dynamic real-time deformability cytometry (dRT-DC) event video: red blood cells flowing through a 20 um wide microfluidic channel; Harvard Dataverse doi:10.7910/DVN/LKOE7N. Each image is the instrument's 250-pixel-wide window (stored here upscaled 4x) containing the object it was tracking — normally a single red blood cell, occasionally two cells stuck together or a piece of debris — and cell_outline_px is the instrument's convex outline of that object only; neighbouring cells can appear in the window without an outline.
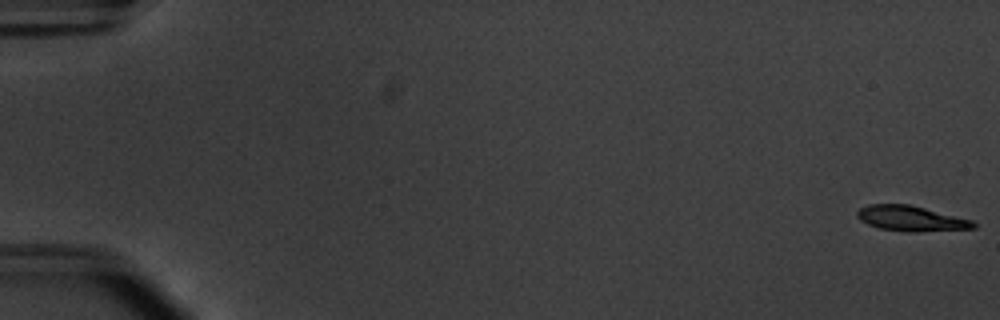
{"species": "common noctule bat (a hibernating species)", "species_latin": "Nyctalus noctula", "temperature_condition": "warm", "stored_images_in_passage": 55, "camera_frame_rate_fps": 3000, "um_per_image_px": 0.085, "animal": {"sex": "male", "body_mass_g": 20.1, "forearm_length_mm": 53.5}, "frame": {"image": 1, "passage_image": 1, "time_ms": 0.0, "image_size_px": [1000, 320], "cell_outline_px": [[976, 228], [916, 232], [904, 232], [880, 228], [868, 224], [860, 220], [856, 216], [856, 212], [860, 208], [868, 204], [908, 204], [972, 220], [976, 224]], "centroid_in_image_um": [77.41, 18.57], "position_along_channel_um": 7.6, "area_um2": 17.05}}
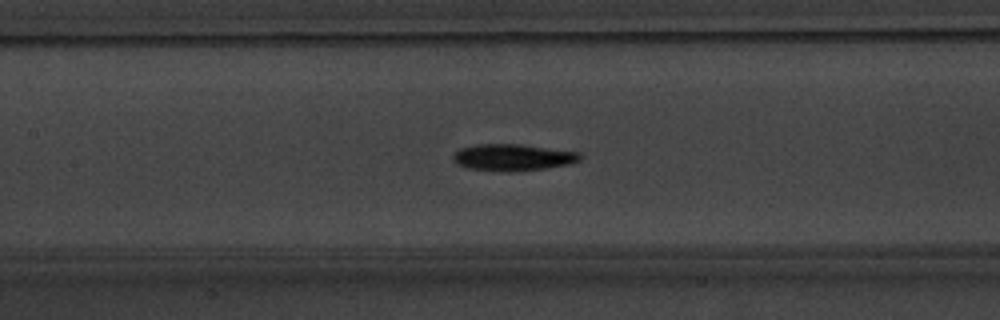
{"frame": {"image": 2, "passage_image": 27, "time_ms": 8.667, "image_size_px": [1000, 320], "cell_outline_px": [[584, 156], [580, 160], [568, 164], [544, 168], [508, 172], [504, 172], [468, 168], [456, 164], [452, 160], [452, 156], [460, 148], [476, 144], [520, 144], [580, 152]], "centroid_in_image_um": [43.58, 13.37], "position_along_channel_um": 163.8, "area_um2": 19.83}}
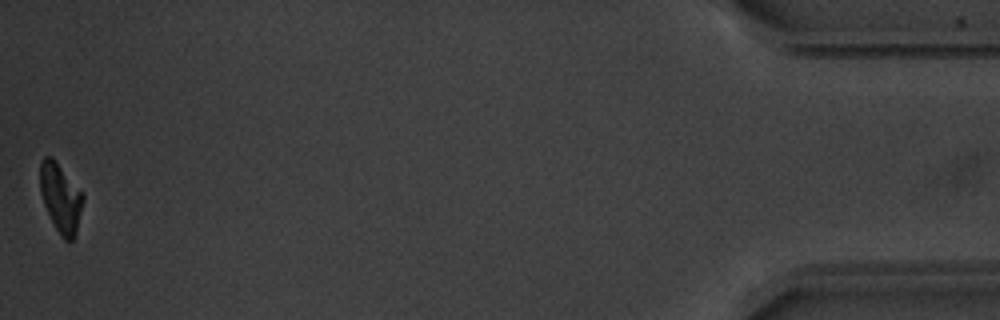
{"frame": {"image": 3, "passage_image": 55, "time_ms": 18.0, "image_size_px": [1000, 320], "cell_outline_px": [[84, 200], [76, 232], [72, 240], [64, 240], [60, 236], [44, 204], [40, 192], [40, 160], [44, 156], [52, 156], [84, 196]], "centroid_in_image_um": [5.14, 16.8], "position_along_channel_um": 430.1, "area_um2": 16.94}, "authors_computed_cell_mechanics": {"area_um2": 18.0914, "velocity_mm_per_s": 3.7708, "shape_relaxation_time_tau1_ms": 2.8284, "shape_relaxation_time_tau2_ms": null, "deformation_change_tau1": 0.1725, "deformation_change_tau2": null}}